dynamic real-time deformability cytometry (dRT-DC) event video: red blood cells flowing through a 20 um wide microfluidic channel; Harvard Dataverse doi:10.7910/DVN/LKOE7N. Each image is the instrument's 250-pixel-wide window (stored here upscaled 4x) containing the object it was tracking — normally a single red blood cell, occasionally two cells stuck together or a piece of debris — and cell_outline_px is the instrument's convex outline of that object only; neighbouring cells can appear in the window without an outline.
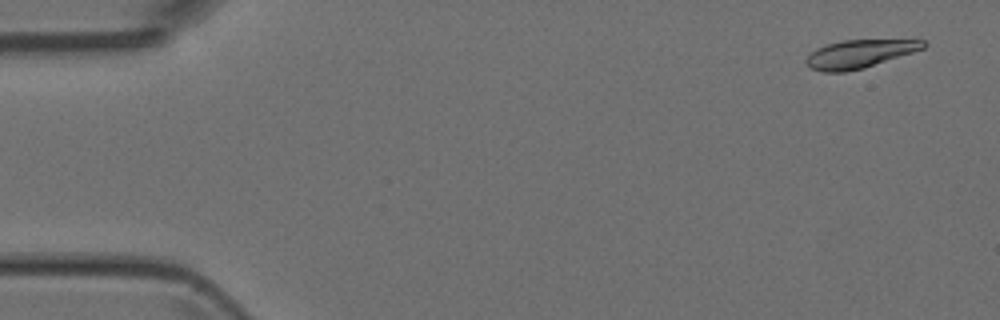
{"species": "Egyptian fruit bat (a non-hibernating species)", "species_latin": "Rousettus aegyptiacus", "temperature_condition": "room temperature", "stored_images_in_passage": 7, "camera_frame_rate_fps": 3000, "um_per_image_px": 0.085, "animal": {"sex": "female"}, "frame": {"image": 1, "passage_image": 1, "time_ms": 0.0, "image_size_px": [1000, 320], "cell_outline_px": [[928, 44], [924, 48], [864, 68], [844, 72], [824, 72], [808, 68], [804, 60], [816, 48], [828, 44], [844, 40], [924, 40]], "centroid_in_image_um": [73.02, 4.59], "position_along_channel_um": 12.0, "area_um2": 19.07}}
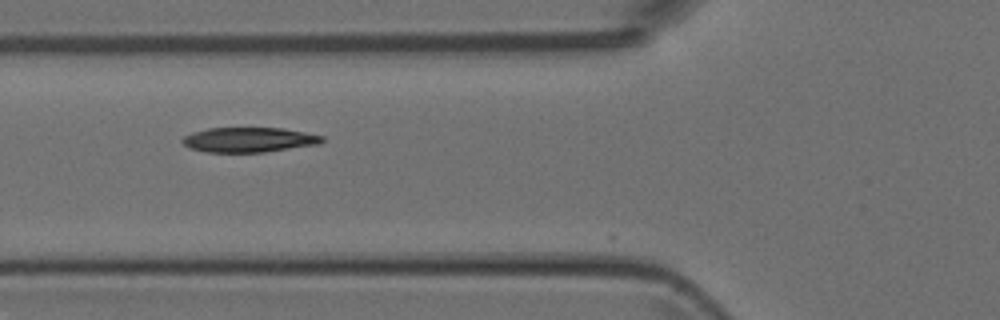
{"frame": {"image": 2, "passage_image": 5, "time_ms": 5.333, "image_size_px": [1000, 320], "cell_outline_px": [[324, 140], [320, 144], [264, 152], [208, 152], [188, 148], [180, 140], [184, 136], [192, 132], [208, 128], [284, 128], [324, 136]], "centroid_in_image_um": [21.15, 11.88], "position_along_channel_um": 104.6, "area_um2": 20.29}}
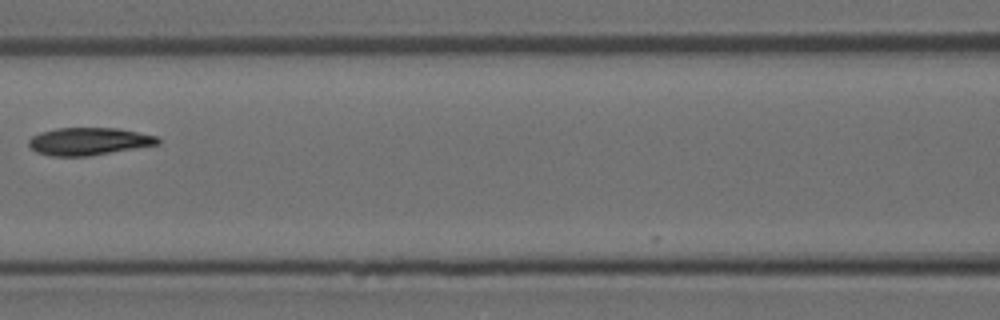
{"frame": {"image": 3, "passage_image": 6, "time_ms": 6.667, "image_size_px": [1000, 320], "cell_outline_px": [[160, 144], [88, 156], [52, 156], [36, 152], [28, 144], [28, 140], [32, 136], [40, 132], [56, 128], [116, 128], [160, 136]], "centroid_in_image_um": [7.56, 12.01], "position_along_channel_um": 159.0, "area_um2": 20.75}}